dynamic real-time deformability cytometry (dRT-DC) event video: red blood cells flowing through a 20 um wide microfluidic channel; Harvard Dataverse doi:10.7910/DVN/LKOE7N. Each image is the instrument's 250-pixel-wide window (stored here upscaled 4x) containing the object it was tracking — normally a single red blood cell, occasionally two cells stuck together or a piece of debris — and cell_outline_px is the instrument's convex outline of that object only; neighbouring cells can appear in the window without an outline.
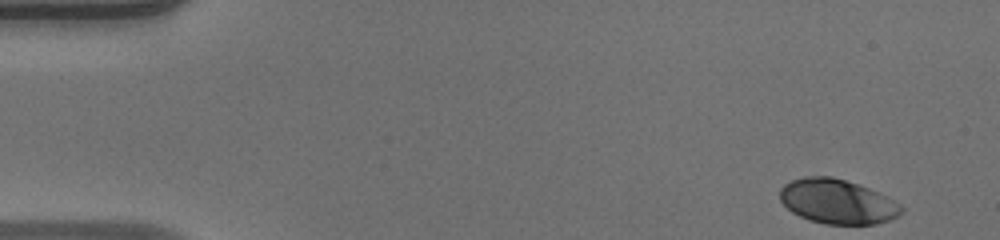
{"species": "human", "species_latin": "Homo sapiens", "temperature_condition": "warm", "stored_images_in_passage": 49, "camera_frame_rate_fps": 3000, "um_per_image_px": 0.085, "donor": {"sex": "male"}, "frame": {"image": 1, "passage_image": 1, "time_ms": 0.0, "image_size_px": [1000, 240], "cell_outline_px": [[904, 212], [888, 220], [876, 224], [824, 224], [808, 220], [792, 212], [780, 200], [780, 188], [784, 184], [792, 180], [804, 176], [832, 176], [868, 188], [900, 204], [904, 208]], "centroid_in_image_um": [71.14, 17.13], "position_along_channel_um": 13.9, "area_um2": 31.33}}
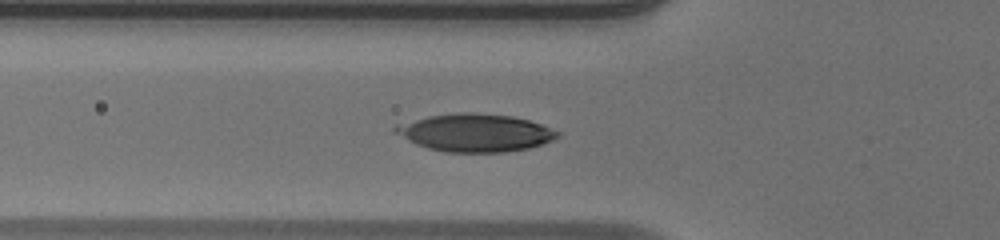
{"frame": {"image": 2, "passage_image": 16, "time_ms": 5.0, "image_size_px": [1000, 240], "cell_outline_px": [[560, 136], [544, 144], [528, 148], [508, 152], [444, 152], [428, 148], [416, 144], [392, 132], [392, 128], [396, 124], [428, 116], [456, 112], [472, 112], [512, 116], [528, 120], [540, 124], [560, 132]], "centroid_in_image_um": [40.36, 11.28], "position_along_channel_um": 85.4, "area_um2": 35.89}}
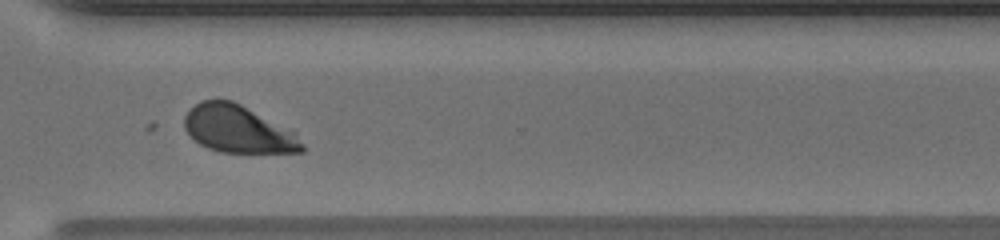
{"frame": {"image": 3, "passage_image": 36, "time_ms": 11.667, "image_size_px": [1000, 240], "cell_outline_px": [[304, 152], [220, 152], [208, 148], [200, 144], [184, 128], [184, 116], [188, 108], [200, 100], [232, 100], [296, 132], [304, 144]], "centroid_in_image_um": [20.23, 10.97], "position_along_channel_um": 350.4, "area_um2": 32.43}, "authors_computed_cell_mechanics": {"area_um2": 33.3506, "velocity_mm_per_s": 3.9946, "shape_relaxation_time_tau1_ms": 5.5854, "shape_relaxation_time_tau2_ms": null, "deformation_change_tau1": 0.2253, "deformation_change_tau2": null}}